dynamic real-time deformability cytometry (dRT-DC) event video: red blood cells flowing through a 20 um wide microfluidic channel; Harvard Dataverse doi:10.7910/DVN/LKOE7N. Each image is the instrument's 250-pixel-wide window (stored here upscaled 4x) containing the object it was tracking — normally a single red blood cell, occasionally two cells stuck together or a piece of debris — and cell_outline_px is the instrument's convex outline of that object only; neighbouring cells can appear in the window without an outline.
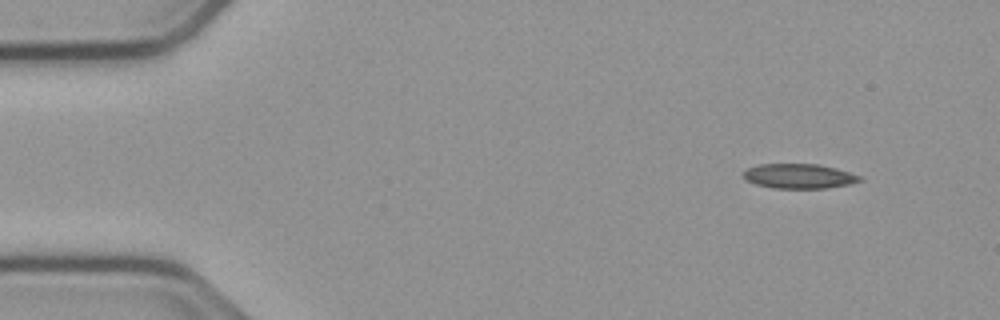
{"species": "common noctule bat (a hibernating species)", "species_latin": "Nyctalus noctula", "temperature_condition": "cold", "stored_images_in_passage": 4, "camera_frame_rate_fps": 3000, "um_per_image_px": 0.085, "animal": {"sex": "male", "body_mass_g": 23.1, "forearm_length_mm": 52.7}, "frame": {"image": 1, "passage_image": 1, "time_ms": 0.0, "image_size_px": [1000, 320], "cell_outline_px": [[864, 180], [848, 184], [824, 188], [776, 188], [756, 184], [748, 180], [744, 176], [744, 172], [748, 168], [760, 164], [820, 164], [836, 168], [864, 176]], "centroid_in_image_um": [68.0, 14.96], "position_along_channel_um": 17.0, "area_um2": 16.65}}